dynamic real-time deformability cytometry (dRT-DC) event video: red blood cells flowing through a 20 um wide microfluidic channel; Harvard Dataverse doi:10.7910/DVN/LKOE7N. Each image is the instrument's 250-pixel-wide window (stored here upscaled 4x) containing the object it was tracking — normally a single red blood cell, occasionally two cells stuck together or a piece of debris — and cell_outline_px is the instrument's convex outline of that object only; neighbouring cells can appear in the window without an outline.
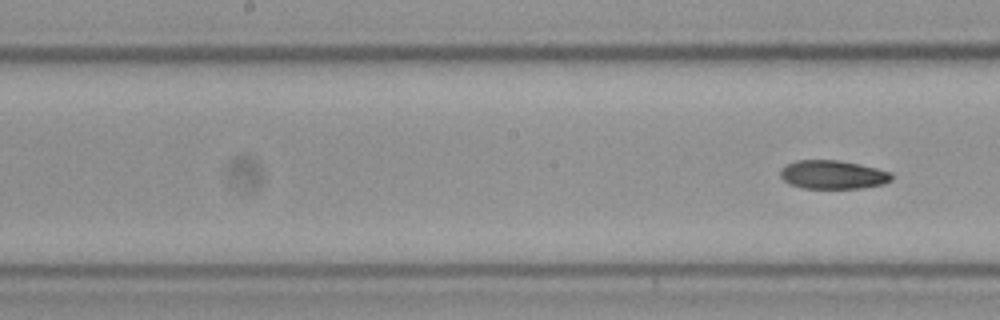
{"species": "Egyptian fruit bat (a non-hibernating species)", "species_latin": "Rousettus aegyptiacus", "temperature_condition": "cold", "stored_images_in_passage": 6, "camera_frame_rate_fps": 3000, "um_per_image_px": 0.085, "frame": {"image": 1, "passage_image": 6, "time_ms": 1.667, "image_size_px": [1000, 320], "cell_outline_px": [[892, 180], [884, 184], [860, 188], [804, 188], [788, 184], [780, 176], [780, 172], [788, 164], [796, 160], [836, 160], [860, 164], [892, 172]], "centroid_in_image_um": [70.82, 14.85], "position_along_channel_um": 177.4, "area_um2": 18.5}}